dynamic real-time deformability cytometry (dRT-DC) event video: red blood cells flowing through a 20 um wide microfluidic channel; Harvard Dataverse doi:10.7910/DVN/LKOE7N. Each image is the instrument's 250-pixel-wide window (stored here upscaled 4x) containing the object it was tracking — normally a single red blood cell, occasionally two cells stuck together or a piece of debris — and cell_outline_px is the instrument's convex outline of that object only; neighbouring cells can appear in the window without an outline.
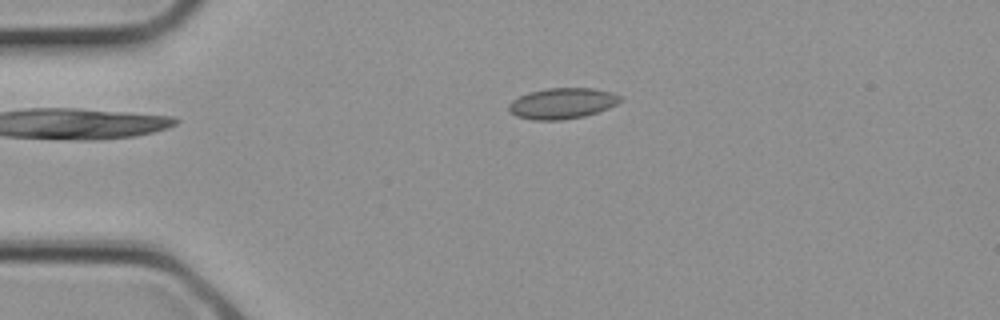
{"species": "common noctule bat (a hibernating species)", "species_latin": "Nyctalus noctula", "temperature_condition": "cold", "stored_images_in_passage": 1, "camera_frame_rate_fps": 3000, "um_per_image_px": 0.085, "animal": {"sex": "female", "body_mass_g": 21.9}, "frame": {"image": 1, "passage_image": 1, "time_ms": 0.0, "image_size_px": [1000, 320], "cell_outline_px": [[624, 100], [608, 108], [584, 116], [564, 120], [532, 120], [516, 116], [508, 112], [508, 104], [512, 100], [528, 92], [548, 88], [592, 88], [612, 92], [624, 96]], "centroid_in_image_um": [47.79, 8.78], "position_along_channel_um": 37.2, "area_um2": 20.29}}